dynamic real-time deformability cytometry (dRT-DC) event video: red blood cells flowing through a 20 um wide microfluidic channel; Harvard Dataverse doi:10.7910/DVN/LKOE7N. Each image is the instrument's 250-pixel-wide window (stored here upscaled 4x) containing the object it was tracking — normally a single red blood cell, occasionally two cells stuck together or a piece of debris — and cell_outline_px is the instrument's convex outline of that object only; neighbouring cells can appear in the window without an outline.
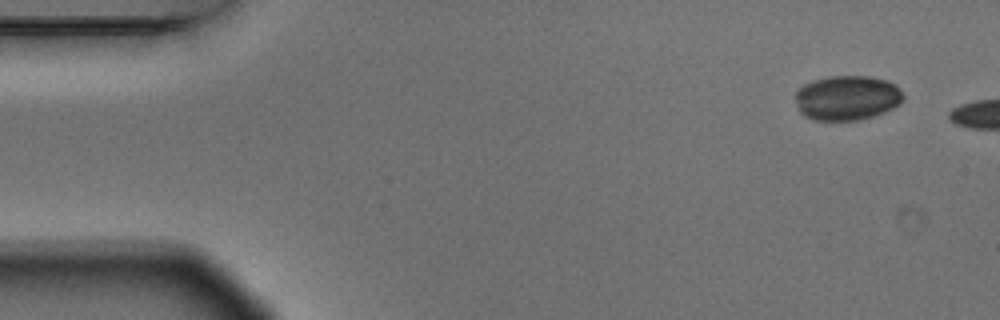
{"species": "Egyptian fruit bat (a non-hibernating species)", "species_latin": "Rousettus aegyptiacus", "temperature_condition": "warm", "stored_images_in_passage": 3, "camera_frame_rate_fps": 3000, "um_per_image_px": 0.085, "animal": {"sex": "male"}, "frame": {"image": 1, "passage_image": 1, "time_ms": 0.0, "image_size_px": [1000, 320], "cell_outline_px": [[904, 96], [900, 104], [884, 112], [860, 120], [812, 120], [804, 116], [800, 112], [796, 100], [796, 92], [804, 84], [812, 80], [828, 76], [868, 76], [888, 80], [896, 84]], "centroid_in_image_um": [72.01, 8.31], "position_along_channel_um": 13.0, "area_um2": 28.26}}